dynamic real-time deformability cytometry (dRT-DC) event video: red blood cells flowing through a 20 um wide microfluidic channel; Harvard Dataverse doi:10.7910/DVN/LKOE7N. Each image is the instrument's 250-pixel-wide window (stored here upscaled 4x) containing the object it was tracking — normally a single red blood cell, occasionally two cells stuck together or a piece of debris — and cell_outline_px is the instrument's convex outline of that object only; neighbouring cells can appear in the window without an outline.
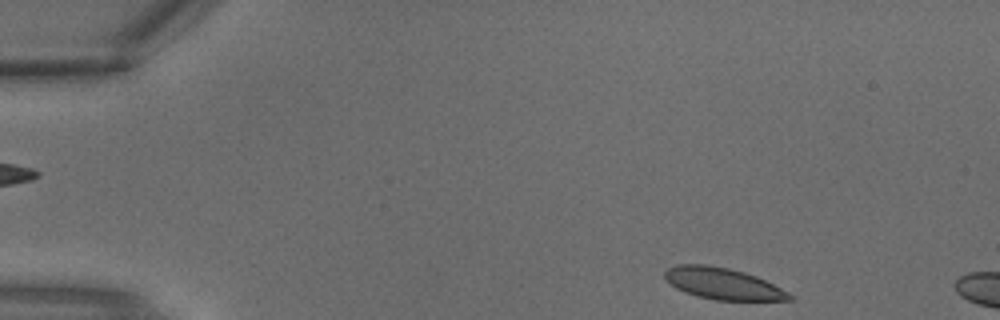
{"species": "common noctule bat (a hibernating species)", "species_latin": "Nyctalus noctula", "temperature_condition": "warm", "stored_images_in_passage": 2, "segment_of_instrument_passage": [2, 2], "camera_frame_rate_fps": 3000, "um_per_image_px": 0.085, "animal": {"sex": "male", "body_mass_g": 18.8}, "frame": {"image": 1, "passage_image": 2, "time_ms": 0.333, "image_size_px": [1000, 320], "cell_outline_px": [[792, 300], [716, 300], [696, 296], [684, 292], [676, 288], [664, 276], [664, 272], [668, 268], [676, 264], [704, 264], [728, 268], [744, 272], [756, 276], [788, 292], [792, 296]], "centroid_in_image_um": [61.41, 24.1], "position_along_channel_um": 23.6, "area_um2": 22.66}}